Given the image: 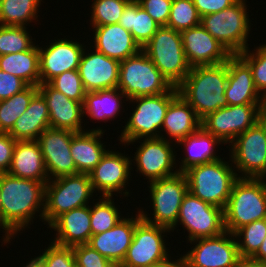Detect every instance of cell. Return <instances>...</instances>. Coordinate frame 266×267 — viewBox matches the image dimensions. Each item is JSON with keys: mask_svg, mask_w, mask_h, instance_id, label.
<instances>
[{"mask_svg": "<svg viewBox=\"0 0 266 267\" xmlns=\"http://www.w3.org/2000/svg\"><path fill=\"white\" fill-rule=\"evenodd\" d=\"M122 98L127 97L118 88L86 92L83 113L89 115L91 119L108 121L120 112Z\"/></svg>", "mask_w": 266, "mask_h": 267, "instance_id": "cell-33", "label": "cell"}, {"mask_svg": "<svg viewBox=\"0 0 266 267\" xmlns=\"http://www.w3.org/2000/svg\"><path fill=\"white\" fill-rule=\"evenodd\" d=\"M228 162L218 159L188 168L184 174L194 196L224 209L234 182L241 178Z\"/></svg>", "mask_w": 266, "mask_h": 267, "instance_id": "cell-4", "label": "cell"}, {"mask_svg": "<svg viewBox=\"0 0 266 267\" xmlns=\"http://www.w3.org/2000/svg\"><path fill=\"white\" fill-rule=\"evenodd\" d=\"M227 78V61L217 65L194 66L177 88L202 120L228 105L225 96Z\"/></svg>", "mask_w": 266, "mask_h": 267, "instance_id": "cell-2", "label": "cell"}, {"mask_svg": "<svg viewBox=\"0 0 266 267\" xmlns=\"http://www.w3.org/2000/svg\"><path fill=\"white\" fill-rule=\"evenodd\" d=\"M234 236L237 240L239 256L252 257L266 237V219L256 220L239 228L234 233ZM241 236L243 239H241ZM238 240H242V242Z\"/></svg>", "mask_w": 266, "mask_h": 267, "instance_id": "cell-38", "label": "cell"}, {"mask_svg": "<svg viewBox=\"0 0 266 267\" xmlns=\"http://www.w3.org/2000/svg\"><path fill=\"white\" fill-rule=\"evenodd\" d=\"M50 128L49 109L43 96L37 92L27 110L15 121L8 132L16 141H34Z\"/></svg>", "mask_w": 266, "mask_h": 267, "instance_id": "cell-29", "label": "cell"}, {"mask_svg": "<svg viewBox=\"0 0 266 267\" xmlns=\"http://www.w3.org/2000/svg\"><path fill=\"white\" fill-rule=\"evenodd\" d=\"M237 0H193L199 15L216 13L233 5Z\"/></svg>", "mask_w": 266, "mask_h": 267, "instance_id": "cell-49", "label": "cell"}, {"mask_svg": "<svg viewBox=\"0 0 266 267\" xmlns=\"http://www.w3.org/2000/svg\"><path fill=\"white\" fill-rule=\"evenodd\" d=\"M201 24V16L193 0H172L166 27L183 31Z\"/></svg>", "mask_w": 266, "mask_h": 267, "instance_id": "cell-39", "label": "cell"}, {"mask_svg": "<svg viewBox=\"0 0 266 267\" xmlns=\"http://www.w3.org/2000/svg\"><path fill=\"white\" fill-rule=\"evenodd\" d=\"M128 0H94L92 3L91 26L118 24Z\"/></svg>", "mask_w": 266, "mask_h": 267, "instance_id": "cell-41", "label": "cell"}, {"mask_svg": "<svg viewBox=\"0 0 266 267\" xmlns=\"http://www.w3.org/2000/svg\"><path fill=\"white\" fill-rule=\"evenodd\" d=\"M51 180L45 185L43 214L48 225L61 214L88 205L94 193L89 174L79 173Z\"/></svg>", "mask_w": 266, "mask_h": 267, "instance_id": "cell-8", "label": "cell"}, {"mask_svg": "<svg viewBox=\"0 0 266 267\" xmlns=\"http://www.w3.org/2000/svg\"><path fill=\"white\" fill-rule=\"evenodd\" d=\"M90 207L85 205L58 216L49 225L50 228L57 231L56 238L52 242L68 247L87 244L92 235Z\"/></svg>", "mask_w": 266, "mask_h": 267, "instance_id": "cell-25", "label": "cell"}, {"mask_svg": "<svg viewBox=\"0 0 266 267\" xmlns=\"http://www.w3.org/2000/svg\"><path fill=\"white\" fill-rule=\"evenodd\" d=\"M72 249L76 267H119L117 263L108 260L87 244L75 245Z\"/></svg>", "mask_w": 266, "mask_h": 267, "instance_id": "cell-45", "label": "cell"}, {"mask_svg": "<svg viewBox=\"0 0 266 267\" xmlns=\"http://www.w3.org/2000/svg\"><path fill=\"white\" fill-rule=\"evenodd\" d=\"M95 50L119 62L138 54L142 48L134 40L131 32L120 24L92 26Z\"/></svg>", "mask_w": 266, "mask_h": 267, "instance_id": "cell-26", "label": "cell"}, {"mask_svg": "<svg viewBox=\"0 0 266 267\" xmlns=\"http://www.w3.org/2000/svg\"><path fill=\"white\" fill-rule=\"evenodd\" d=\"M38 92V86H28L12 97L0 100V132L8 133L15 121L27 110L32 97Z\"/></svg>", "mask_w": 266, "mask_h": 267, "instance_id": "cell-36", "label": "cell"}, {"mask_svg": "<svg viewBox=\"0 0 266 267\" xmlns=\"http://www.w3.org/2000/svg\"><path fill=\"white\" fill-rule=\"evenodd\" d=\"M25 26L0 25V56L29 50L34 43Z\"/></svg>", "mask_w": 266, "mask_h": 267, "instance_id": "cell-40", "label": "cell"}, {"mask_svg": "<svg viewBox=\"0 0 266 267\" xmlns=\"http://www.w3.org/2000/svg\"><path fill=\"white\" fill-rule=\"evenodd\" d=\"M29 85L21 78L0 70V100L12 97L20 93Z\"/></svg>", "mask_w": 266, "mask_h": 267, "instance_id": "cell-47", "label": "cell"}, {"mask_svg": "<svg viewBox=\"0 0 266 267\" xmlns=\"http://www.w3.org/2000/svg\"><path fill=\"white\" fill-rule=\"evenodd\" d=\"M82 44L68 39H55L47 48L39 47L40 84L65 71L78 69L84 48Z\"/></svg>", "mask_w": 266, "mask_h": 267, "instance_id": "cell-20", "label": "cell"}, {"mask_svg": "<svg viewBox=\"0 0 266 267\" xmlns=\"http://www.w3.org/2000/svg\"><path fill=\"white\" fill-rule=\"evenodd\" d=\"M172 142H169L166 137L143 139L134 156L136 171L146 176L149 182L178 173V170L172 172L173 166L176 165V155L173 153L175 151L170 144Z\"/></svg>", "mask_w": 266, "mask_h": 267, "instance_id": "cell-17", "label": "cell"}, {"mask_svg": "<svg viewBox=\"0 0 266 267\" xmlns=\"http://www.w3.org/2000/svg\"><path fill=\"white\" fill-rule=\"evenodd\" d=\"M24 267H44L43 263L36 257L31 259L29 263H27Z\"/></svg>", "mask_w": 266, "mask_h": 267, "instance_id": "cell-54", "label": "cell"}, {"mask_svg": "<svg viewBox=\"0 0 266 267\" xmlns=\"http://www.w3.org/2000/svg\"><path fill=\"white\" fill-rule=\"evenodd\" d=\"M228 78L225 96L228 105L260 104L263 96L256 89L252 70L238 55L227 60Z\"/></svg>", "mask_w": 266, "mask_h": 267, "instance_id": "cell-24", "label": "cell"}, {"mask_svg": "<svg viewBox=\"0 0 266 267\" xmlns=\"http://www.w3.org/2000/svg\"><path fill=\"white\" fill-rule=\"evenodd\" d=\"M258 106L259 104L227 105L203 118L201 127L222 143H231L257 123Z\"/></svg>", "mask_w": 266, "mask_h": 267, "instance_id": "cell-14", "label": "cell"}, {"mask_svg": "<svg viewBox=\"0 0 266 267\" xmlns=\"http://www.w3.org/2000/svg\"><path fill=\"white\" fill-rule=\"evenodd\" d=\"M149 267H171V265H153Z\"/></svg>", "mask_w": 266, "mask_h": 267, "instance_id": "cell-56", "label": "cell"}, {"mask_svg": "<svg viewBox=\"0 0 266 267\" xmlns=\"http://www.w3.org/2000/svg\"><path fill=\"white\" fill-rule=\"evenodd\" d=\"M252 258L266 264V237L264 238L262 244L260 245L258 251L252 256Z\"/></svg>", "mask_w": 266, "mask_h": 267, "instance_id": "cell-52", "label": "cell"}, {"mask_svg": "<svg viewBox=\"0 0 266 267\" xmlns=\"http://www.w3.org/2000/svg\"><path fill=\"white\" fill-rule=\"evenodd\" d=\"M171 267H194L192 266L190 263H188L182 256L173 261L172 260V264H171Z\"/></svg>", "mask_w": 266, "mask_h": 267, "instance_id": "cell-53", "label": "cell"}, {"mask_svg": "<svg viewBox=\"0 0 266 267\" xmlns=\"http://www.w3.org/2000/svg\"><path fill=\"white\" fill-rule=\"evenodd\" d=\"M137 2L160 26L167 25L172 0H138Z\"/></svg>", "mask_w": 266, "mask_h": 267, "instance_id": "cell-46", "label": "cell"}, {"mask_svg": "<svg viewBox=\"0 0 266 267\" xmlns=\"http://www.w3.org/2000/svg\"><path fill=\"white\" fill-rule=\"evenodd\" d=\"M0 226L2 228V203H1V188H0Z\"/></svg>", "mask_w": 266, "mask_h": 267, "instance_id": "cell-55", "label": "cell"}, {"mask_svg": "<svg viewBox=\"0 0 266 267\" xmlns=\"http://www.w3.org/2000/svg\"><path fill=\"white\" fill-rule=\"evenodd\" d=\"M128 99L169 92L173 86L141 50L120 62L118 87Z\"/></svg>", "mask_w": 266, "mask_h": 267, "instance_id": "cell-7", "label": "cell"}, {"mask_svg": "<svg viewBox=\"0 0 266 267\" xmlns=\"http://www.w3.org/2000/svg\"><path fill=\"white\" fill-rule=\"evenodd\" d=\"M200 128L201 119L184 98L178 94L169 104L160 131L164 130L169 135L170 140L174 139L175 143H178Z\"/></svg>", "mask_w": 266, "mask_h": 267, "instance_id": "cell-30", "label": "cell"}, {"mask_svg": "<svg viewBox=\"0 0 266 267\" xmlns=\"http://www.w3.org/2000/svg\"><path fill=\"white\" fill-rule=\"evenodd\" d=\"M220 143L222 142L218 138L207 133L202 127L192 135L180 140L177 144L185 145L187 155L181 160L178 171L184 172L192 166L220 159V156L215 155L214 150L215 146Z\"/></svg>", "mask_w": 266, "mask_h": 267, "instance_id": "cell-31", "label": "cell"}, {"mask_svg": "<svg viewBox=\"0 0 266 267\" xmlns=\"http://www.w3.org/2000/svg\"><path fill=\"white\" fill-rule=\"evenodd\" d=\"M265 178H238L223 209L225 231L234 234L256 220L266 219Z\"/></svg>", "mask_w": 266, "mask_h": 267, "instance_id": "cell-3", "label": "cell"}, {"mask_svg": "<svg viewBox=\"0 0 266 267\" xmlns=\"http://www.w3.org/2000/svg\"><path fill=\"white\" fill-rule=\"evenodd\" d=\"M178 94V88L173 87L169 92L160 95L129 99L138 104L122 130L120 142L130 145L142 138H162L164 135L161 136L159 130L162 129L170 102Z\"/></svg>", "mask_w": 266, "mask_h": 267, "instance_id": "cell-6", "label": "cell"}, {"mask_svg": "<svg viewBox=\"0 0 266 267\" xmlns=\"http://www.w3.org/2000/svg\"><path fill=\"white\" fill-rule=\"evenodd\" d=\"M257 123L266 134V97L263 98V100L258 106Z\"/></svg>", "mask_w": 266, "mask_h": 267, "instance_id": "cell-51", "label": "cell"}, {"mask_svg": "<svg viewBox=\"0 0 266 267\" xmlns=\"http://www.w3.org/2000/svg\"><path fill=\"white\" fill-rule=\"evenodd\" d=\"M158 70L173 87H178L191 70L179 31L161 26L142 47Z\"/></svg>", "mask_w": 266, "mask_h": 267, "instance_id": "cell-5", "label": "cell"}, {"mask_svg": "<svg viewBox=\"0 0 266 267\" xmlns=\"http://www.w3.org/2000/svg\"><path fill=\"white\" fill-rule=\"evenodd\" d=\"M249 47L238 55L252 70L253 81L261 96L266 97V44L260 45L252 51ZM263 91V93H262Z\"/></svg>", "mask_w": 266, "mask_h": 267, "instance_id": "cell-42", "label": "cell"}, {"mask_svg": "<svg viewBox=\"0 0 266 267\" xmlns=\"http://www.w3.org/2000/svg\"><path fill=\"white\" fill-rule=\"evenodd\" d=\"M132 159L120 152L109 151L102 156L100 162L89 174L94 191L102 192V196L112 197L113 192L122 194L131 176ZM121 191V192H120Z\"/></svg>", "mask_w": 266, "mask_h": 267, "instance_id": "cell-19", "label": "cell"}, {"mask_svg": "<svg viewBox=\"0 0 266 267\" xmlns=\"http://www.w3.org/2000/svg\"><path fill=\"white\" fill-rule=\"evenodd\" d=\"M142 48L161 27L138 2H130L118 21Z\"/></svg>", "mask_w": 266, "mask_h": 267, "instance_id": "cell-34", "label": "cell"}, {"mask_svg": "<svg viewBox=\"0 0 266 267\" xmlns=\"http://www.w3.org/2000/svg\"><path fill=\"white\" fill-rule=\"evenodd\" d=\"M44 250L42 255L37 257L44 267H76L72 247L60 246L51 242Z\"/></svg>", "mask_w": 266, "mask_h": 267, "instance_id": "cell-44", "label": "cell"}, {"mask_svg": "<svg viewBox=\"0 0 266 267\" xmlns=\"http://www.w3.org/2000/svg\"><path fill=\"white\" fill-rule=\"evenodd\" d=\"M180 33L185 56L191 67L221 64L232 56L201 24Z\"/></svg>", "mask_w": 266, "mask_h": 267, "instance_id": "cell-18", "label": "cell"}, {"mask_svg": "<svg viewBox=\"0 0 266 267\" xmlns=\"http://www.w3.org/2000/svg\"><path fill=\"white\" fill-rule=\"evenodd\" d=\"M39 45L24 52L0 56V70L21 78L29 86L40 84Z\"/></svg>", "mask_w": 266, "mask_h": 267, "instance_id": "cell-32", "label": "cell"}, {"mask_svg": "<svg viewBox=\"0 0 266 267\" xmlns=\"http://www.w3.org/2000/svg\"><path fill=\"white\" fill-rule=\"evenodd\" d=\"M233 267H266V264L257 261L252 257H239Z\"/></svg>", "mask_w": 266, "mask_h": 267, "instance_id": "cell-50", "label": "cell"}, {"mask_svg": "<svg viewBox=\"0 0 266 267\" xmlns=\"http://www.w3.org/2000/svg\"><path fill=\"white\" fill-rule=\"evenodd\" d=\"M150 196L154 215L152 220L147 214L139 210L141 217L147 223L169 228L177 227V219L182 201L187 194L188 182L184 172L150 182Z\"/></svg>", "mask_w": 266, "mask_h": 267, "instance_id": "cell-10", "label": "cell"}, {"mask_svg": "<svg viewBox=\"0 0 266 267\" xmlns=\"http://www.w3.org/2000/svg\"><path fill=\"white\" fill-rule=\"evenodd\" d=\"M246 6L245 0H237L224 10L201 17V25L232 55L248 48L251 26Z\"/></svg>", "mask_w": 266, "mask_h": 267, "instance_id": "cell-9", "label": "cell"}, {"mask_svg": "<svg viewBox=\"0 0 266 267\" xmlns=\"http://www.w3.org/2000/svg\"><path fill=\"white\" fill-rule=\"evenodd\" d=\"M75 133L68 129L48 128L37 138L49 180L79 174L70 151Z\"/></svg>", "mask_w": 266, "mask_h": 267, "instance_id": "cell-15", "label": "cell"}, {"mask_svg": "<svg viewBox=\"0 0 266 267\" xmlns=\"http://www.w3.org/2000/svg\"><path fill=\"white\" fill-rule=\"evenodd\" d=\"M46 183L0 173L4 243L31 224L37 211H41L39 216L43 220Z\"/></svg>", "mask_w": 266, "mask_h": 267, "instance_id": "cell-1", "label": "cell"}, {"mask_svg": "<svg viewBox=\"0 0 266 267\" xmlns=\"http://www.w3.org/2000/svg\"><path fill=\"white\" fill-rule=\"evenodd\" d=\"M142 219L140 212L135 218H123L111 229L91 235L87 245L110 261L120 265L131 245L136 224Z\"/></svg>", "mask_w": 266, "mask_h": 267, "instance_id": "cell-23", "label": "cell"}, {"mask_svg": "<svg viewBox=\"0 0 266 267\" xmlns=\"http://www.w3.org/2000/svg\"><path fill=\"white\" fill-rule=\"evenodd\" d=\"M8 174L37 182H48L49 177L39 143L17 141Z\"/></svg>", "mask_w": 266, "mask_h": 267, "instance_id": "cell-27", "label": "cell"}, {"mask_svg": "<svg viewBox=\"0 0 266 267\" xmlns=\"http://www.w3.org/2000/svg\"><path fill=\"white\" fill-rule=\"evenodd\" d=\"M48 84L55 90L62 92L69 99L83 103L86 90L78 70L65 71L51 79Z\"/></svg>", "mask_w": 266, "mask_h": 267, "instance_id": "cell-43", "label": "cell"}, {"mask_svg": "<svg viewBox=\"0 0 266 267\" xmlns=\"http://www.w3.org/2000/svg\"><path fill=\"white\" fill-rule=\"evenodd\" d=\"M114 204L112 197L102 196V199L100 198L94 204V207L90 208L92 235L111 229L122 219L118 208Z\"/></svg>", "mask_w": 266, "mask_h": 267, "instance_id": "cell-37", "label": "cell"}, {"mask_svg": "<svg viewBox=\"0 0 266 267\" xmlns=\"http://www.w3.org/2000/svg\"><path fill=\"white\" fill-rule=\"evenodd\" d=\"M178 223L189 232L188 241L215 237L225 231L223 209L202 201L189 191L179 209Z\"/></svg>", "mask_w": 266, "mask_h": 267, "instance_id": "cell-12", "label": "cell"}, {"mask_svg": "<svg viewBox=\"0 0 266 267\" xmlns=\"http://www.w3.org/2000/svg\"><path fill=\"white\" fill-rule=\"evenodd\" d=\"M128 1H130V2H137L138 0H128Z\"/></svg>", "mask_w": 266, "mask_h": 267, "instance_id": "cell-57", "label": "cell"}, {"mask_svg": "<svg viewBox=\"0 0 266 267\" xmlns=\"http://www.w3.org/2000/svg\"><path fill=\"white\" fill-rule=\"evenodd\" d=\"M42 0H0L1 26H27L37 19Z\"/></svg>", "mask_w": 266, "mask_h": 267, "instance_id": "cell-35", "label": "cell"}, {"mask_svg": "<svg viewBox=\"0 0 266 267\" xmlns=\"http://www.w3.org/2000/svg\"><path fill=\"white\" fill-rule=\"evenodd\" d=\"M170 231L167 227L153 225L141 219L135 226L131 245L119 267L171 265L162 235Z\"/></svg>", "mask_w": 266, "mask_h": 267, "instance_id": "cell-11", "label": "cell"}, {"mask_svg": "<svg viewBox=\"0 0 266 267\" xmlns=\"http://www.w3.org/2000/svg\"><path fill=\"white\" fill-rule=\"evenodd\" d=\"M233 168L242 178H266V134L256 123L231 142Z\"/></svg>", "mask_w": 266, "mask_h": 267, "instance_id": "cell-13", "label": "cell"}, {"mask_svg": "<svg viewBox=\"0 0 266 267\" xmlns=\"http://www.w3.org/2000/svg\"><path fill=\"white\" fill-rule=\"evenodd\" d=\"M103 129L76 132L71 140V155L76 165V170L81 174H90L106 153V148L100 138Z\"/></svg>", "mask_w": 266, "mask_h": 267, "instance_id": "cell-28", "label": "cell"}, {"mask_svg": "<svg viewBox=\"0 0 266 267\" xmlns=\"http://www.w3.org/2000/svg\"><path fill=\"white\" fill-rule=\"evenodd\" d=\"M182 257L194 267H233L240 257L234 234L224 231L215 237L198 238Z\"/></svg>", "mask_w": 266, "mask_h": 267, "instance_id": "cell-16", "label": "cell"}, {"mask_svg": "<svg viewBox=\"0 0 266 267\" xmlns=\"http://www.w3.org/2000/svg\"><path fill=\"white\" fill-rule=\"evenodd\" d=\"M94 51V52H92ZM120 62L97 50L83 51L78 73L86 92L118 87Z\"/></svg>", "mask_w": 266, "mask_h": 267, "instance_id": "cell-21", "label": "cell"}, {"mask_svg": "<svg viewBox=\"0 0 266 267\" xmlns=\"http://www.w3.org/2000/svg\"><path fill=\"white\" fill-rule=\"evenodd\" d=\"M38 92L43 96L49 109L50 128L83 132L81 120L84 116L83 103L69 99L48 83L39 84Z\"/></svg>", "mask_w": 266, "mask_h": 267, "instance_id": "cell-22", "label": "cell"}, {"mask_svg": "<svg viewBox=\"0 0 266 267\" xmlns=\"http://www.w3.org/2000/svg\"><path fill=\"white\" fill-rule=\"evenodd\" d=\"M16 142L9 133L0 132V173L10 169Z\"/></svg>", "mask_w": 266, "mask_h": 267, "instance_id": "cell-48", "label": "cell"}]
</instances>
